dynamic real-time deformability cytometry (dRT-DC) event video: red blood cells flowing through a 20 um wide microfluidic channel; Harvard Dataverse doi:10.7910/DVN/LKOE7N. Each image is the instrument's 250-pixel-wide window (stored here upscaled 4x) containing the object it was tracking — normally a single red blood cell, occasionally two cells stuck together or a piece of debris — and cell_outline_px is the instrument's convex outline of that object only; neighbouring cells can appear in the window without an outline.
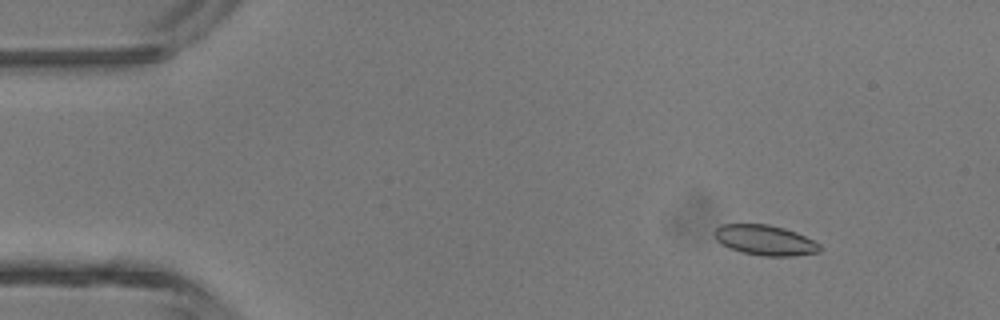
{"species": "common noctule bat (a hibernating species)", "species_latin": "Nyctalus noctula", "temperature_condition": "room temperature", "stored_images_in_passage": 4, "camera_frame_rate_fps": 3000, "um_per_image_px": 0.085, "animal": {"sex": "male", "body_mass_g": 13.3}, "frame": {"image": 1, "passage_image": 2, "time_ms": 0.333, "image_size_px": [1000, 320], "cell_outline_px": [[820, 252], [792, 256], [764, 256], [740, 252], [728, 248], [720, 244], [716, 240], [716, 228], [724, 224], [768, 224], [784, 228], [796, 232], [820, 244]], "centroid_in_image_um": [65.02, 20.42], "position_along_channel_um": 20.0, "area_um2": 18.5}}
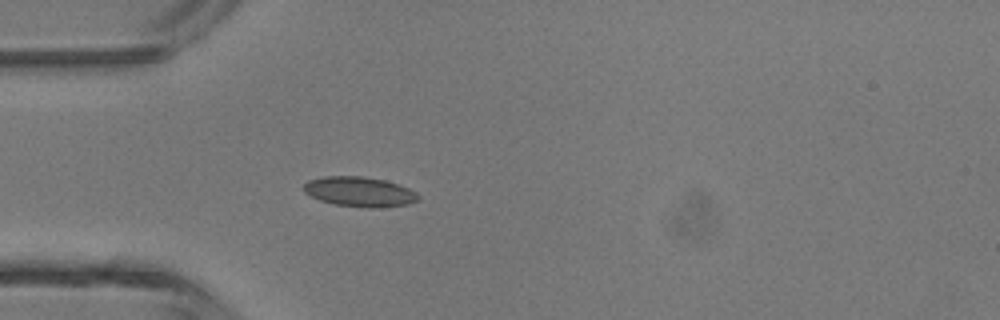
{"frame": {"image": 2, "passage_image": 4, "time_ms": 1.0, "image_size_px": [1000, 320], "cell_outline_px": [[420, 196], [416, 200], [408, 204], [376, 208], [368, 208], [336, 204], [320, 200], [304, 192], [300, 188], [308, 180], [324, 176], [364, 176], [384, 180], [408, 188], [416, 192]], "centroid_in_image_um": [30.52, 16.29], "position_along_channel_um": 54.5, "area_um2": 19.88}}